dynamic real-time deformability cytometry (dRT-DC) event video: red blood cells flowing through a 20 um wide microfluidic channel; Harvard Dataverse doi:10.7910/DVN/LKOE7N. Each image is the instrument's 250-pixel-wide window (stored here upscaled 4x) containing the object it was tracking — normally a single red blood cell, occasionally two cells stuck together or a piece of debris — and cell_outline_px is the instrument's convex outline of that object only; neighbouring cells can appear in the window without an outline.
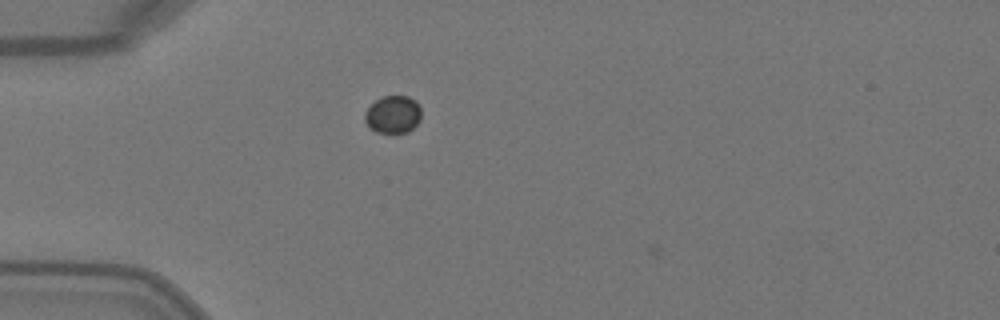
{"species": "Egyptian fruit bat (a non-hibernating species)", "species_latin": "Rousettus aegyptiacus", "temperature_condition": "warm", "stored_images_in_passage": 3, "camera_frame_rate_fps": 3000, "um_per_image_px": 0.085, "animal": {"sex": "female"}, "frame": {"image": 1, "passage_image": 3, "time_ms": 0.667, "image_size_px": [1000, 320], "cell_outline_px": [[420, 120], [408, 132], [376, 132], [368, 128], [364, 120], [364, 112], [376, 100], [384, 96], [408, 96], [416, 100], [420, 108]], "centroid_in_image_um": [33.38, 9.73], "position_along_channel_um": 51.6, "area_um2": 12.37}}